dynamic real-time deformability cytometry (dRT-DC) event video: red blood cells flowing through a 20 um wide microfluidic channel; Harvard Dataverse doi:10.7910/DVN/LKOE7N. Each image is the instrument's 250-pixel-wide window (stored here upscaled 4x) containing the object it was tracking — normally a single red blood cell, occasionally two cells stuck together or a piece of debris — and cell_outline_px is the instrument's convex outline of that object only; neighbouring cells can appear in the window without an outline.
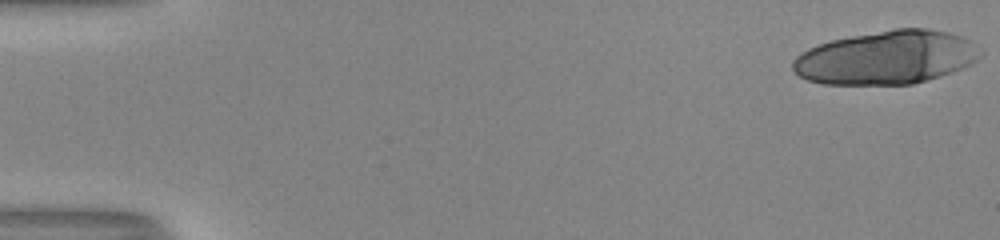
{"species": "human", "species_latin": "Homo sapiens", "temperature_condition": "room temperature", "stored_images_in_passage": 40, "camera_frame_rate_fps": 3000, "um_per_image_px": 0.085, "donor": {"sex": "male"}, "frame": {"image": 1, "passage_image": 1, "time_ms": 0.0, "image_size_px": [1000, 240], "cell_outline_px": [[984, 52], [976, 60], [952, 72], [940, 76], [912, 84], [824, 84], [808, 80], [800, 76], [792, 68], [792, 60], [796, 56], [808, 48], [832, 40], [852, 36], [896, 28], [928, 28], [948, 32], [964, 36], [972, 40], [984, 48]], "centroid_in_image_um": [75.4, 4.88], "position_along_channel_um": 9.6, "area_um2": 58.61}}
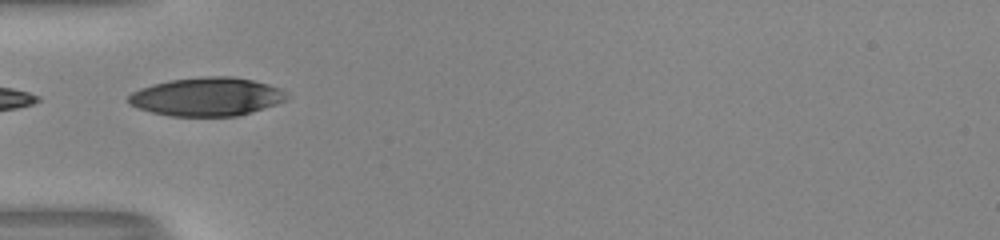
{"frame": {"image": 2, "passage_image": 19, "time_ms": 6.0, "image_size_px": [1000, 240], "cell_outline_px": [[292, 96], [288, 100], [240, 116], [172, 116], [152, 112], [128, 104], [128, 96], [132, 92], [140, 88], [152, 84], [168, 80], [208, 76], [232, 76], [252, 80], [268, 84], [280, 88]], "centroid_in_image_um": [17.62, 8.22], "position_along_channel_um": 67.4, "area_um2": 35.72}}